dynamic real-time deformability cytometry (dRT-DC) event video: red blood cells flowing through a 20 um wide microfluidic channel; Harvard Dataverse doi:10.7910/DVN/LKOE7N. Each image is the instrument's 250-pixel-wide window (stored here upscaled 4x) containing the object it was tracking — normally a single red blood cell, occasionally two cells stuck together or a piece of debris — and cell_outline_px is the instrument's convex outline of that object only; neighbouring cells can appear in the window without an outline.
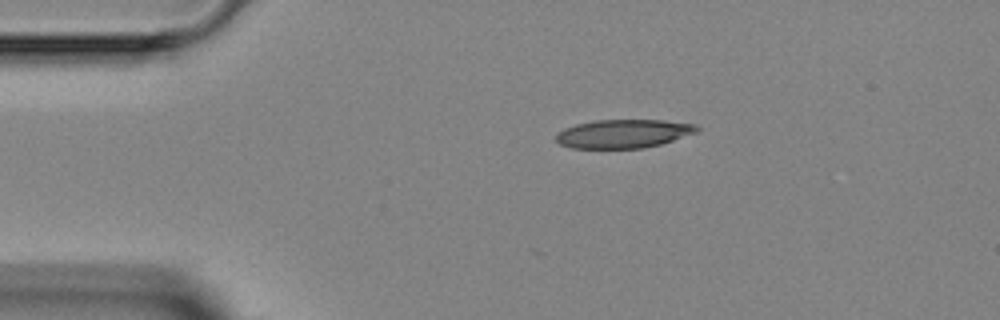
{"species": "Egyptian fruit bat (a non-hibernating species)", "species_latin": "Rousettus aegyptiacus", "temperature_condition": "room temperature", "stored_images_in_passage": 2, "camera_frame_rate_fps": 3000, "um_per_image_px": 0.085, "animal": {"sex": "female"}, "frame": {"image": 1, "passage_image": 1, "time_ms": 0.0, "image_size_px": [1000, 320], "cell_outline_px": [[700, 128], [696, 132], [660, 144], [644, 148], [572, 148], [560, 144], [556, 140], [556, 136], [564, 128], [576, 124], [596, 120], [664, 120], [696, 124]], "centroid_in_image_um": [52.99, 11.36], "position_along_channel_um": 32.0, "area_um2": 23.29}}